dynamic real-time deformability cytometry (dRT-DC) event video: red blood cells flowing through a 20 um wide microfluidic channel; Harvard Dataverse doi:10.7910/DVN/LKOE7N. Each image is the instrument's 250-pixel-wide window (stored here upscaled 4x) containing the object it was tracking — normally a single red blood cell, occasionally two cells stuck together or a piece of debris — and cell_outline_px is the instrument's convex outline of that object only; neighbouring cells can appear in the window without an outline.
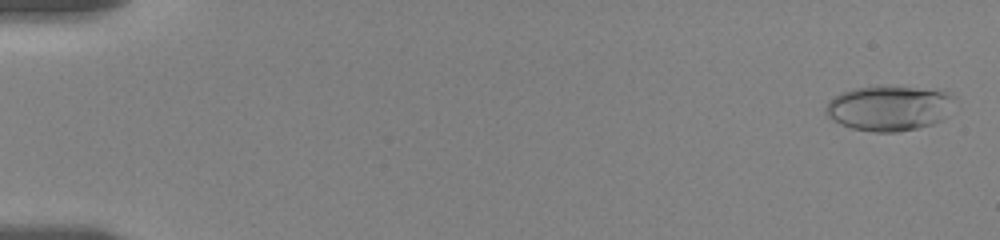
{"species": "human", "species_latin": "Homo sapiens", "temperature_condition": "room temperature", "stored_images_in_passage": 10, "camera_frame_rate_fps": 3000, "um_per_image_px": 0.085, "donor": {"sex": "female"}, "frame": {"image": 1, "passage_image": 2, "time_ms": 0.333, "image_size_px": [1000, 240], "cell_outline_px": [[956, 100], [940, 120], [932, 124], [916, 128], [896, 132], [872, 132], [852, 128], [840, 124], [832, 120], [824, 112], [824, 108], [828, 100], [840, 92], [856, 88], [880, 84], [952, 92], [956, 96]], "centroid_in_image_um": [75.53, 9.16], "position_along_channel_um": 9.5, "area_um2": 34.33}}
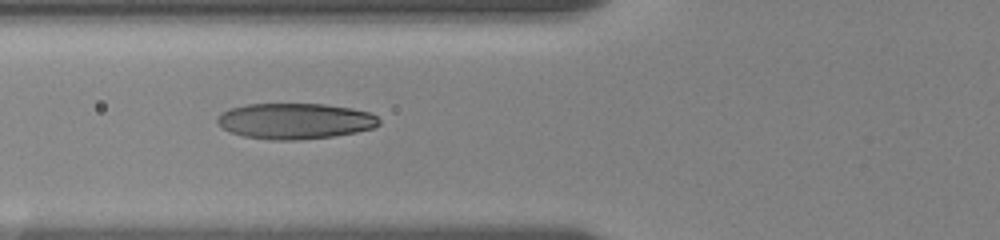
{"frame": {"image": 2, "passage_image": 9, "time_ms": 7.333, "image_size_px": [1000, 240], "cell_outline_px": [[380, 124], [372, 128], [356, 132], [332, 136], [300, 140], [272, 140], [244, 136], [232, 132], [224, 128], [216, 120], [228, 108], [248, 104], [324, 104], [352, 108], [368, 112], [376, 116], [380, 120]], "centroid_in_image_um": [25.1, 10.28], "position_along_channel_um": 100.7, "area_um2": 33.52}}
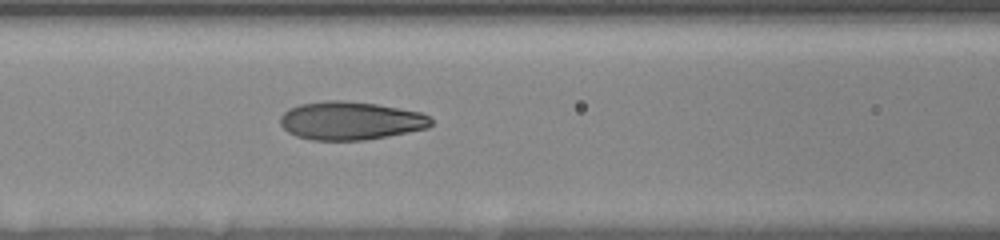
{"frame": {"image": 3, "passage_image": 10, "time_ms": 8.333, "image_size_px": [1000, 240], "cell_outline_px": [[432, 124], [428, 128], [388, 136], [364, 140], [312, 140], [296, 136], [288, 132], [280, 124], [280, 116], [288, 108], [300, 104], [328, 100], [340, 100], [376, 104], [420, 112], [428, 116], [432, 120]], "centroid_in_image_um": [29.77, 10.26], "position_along_channel_um": 136.8, "area_um2": 33.58}}